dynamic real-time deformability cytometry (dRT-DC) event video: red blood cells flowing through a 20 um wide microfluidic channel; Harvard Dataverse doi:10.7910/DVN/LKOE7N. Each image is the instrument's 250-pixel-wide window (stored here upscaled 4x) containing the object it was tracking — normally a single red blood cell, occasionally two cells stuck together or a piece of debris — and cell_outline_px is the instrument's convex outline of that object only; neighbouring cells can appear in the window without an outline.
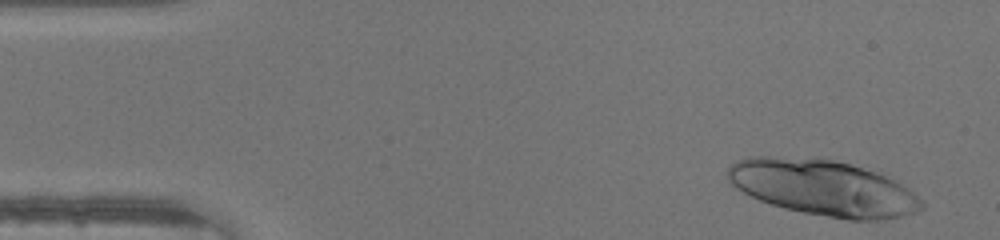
{"species": "human", "species_latin": "Homo sapiens", "temperature_condition": "warm", "stored_images_in_passage": 22, "camera_frame_rate_fps": 3000, "um_per_image_px": 0.085, "donor": {"sex": "male"}, "frame": {"image": 1, "passage_image": 2, "time_ms": 0.333, "image_size_px": [1000, 240], "cell_outline_px": [[924, 208], [916, 212], [900, 216], [880, 220], [848, 220], [804, 212], [784, 208], [760, 200], [736, 188], [728, 180], [728, 168], [736, 160], [752, 156], [816, 156], [880, 168], [908, 188], [924, 204]], "centroid_in_image_um": [70.04, 15.9], "position_along_channel_um": 15.0, "area_um2": 64.45}}
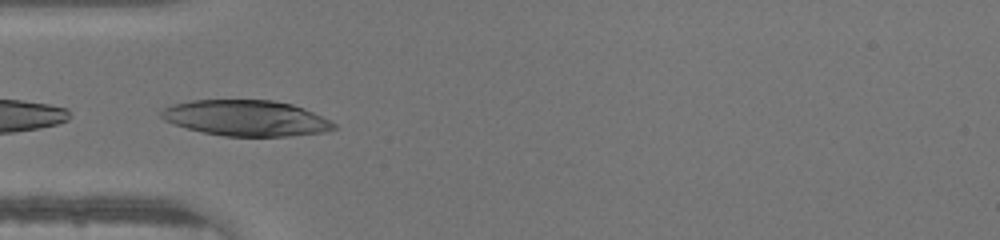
{"frame": {"image": 2, "passage_image": 14, "time_ms": 4.333, "image_size_px": [1000, 240], "cell_outline_px": [[336, 128], [324, 132], [288, 136], [224, 136], [204, 132], [188, 128], [164, 120], [160, 116], [160, 112], [164, 108], [172, 104], [192, 100], [272, 100], [292, 104], [304, 108], [336, 124]], "centroid_in_image_um": [20.91, 10.03], "position_along_channel_um": 64.1, "area_um2": 35.72}}
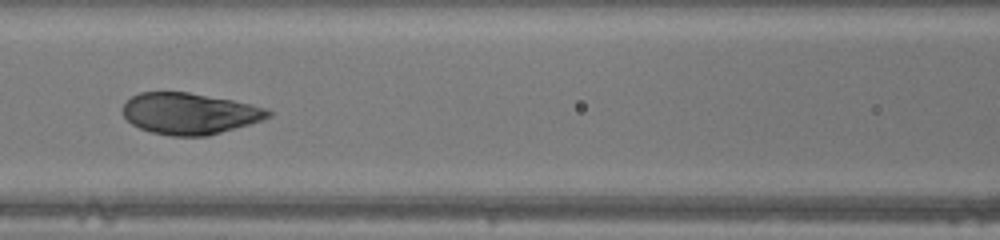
{"frame": {"image": 3, "passage_image": 20, "time_ms": 6.333, "image_size_px": [1000, 240], "cell_outline_px": [[272, 116], [248, 124], [208, 136], [172, 136], [152, 132], [140, 128], [132, 124], [124, 116], [124, 104], [132, 96], [140, 92], [188, 92], [232, 100], [252, 104], [264, 108], [272, 112]], "centroid_in_image_um": [16.11, 9.65], "position_along_channel_um": 150.5, "area_um2": 34.68}}